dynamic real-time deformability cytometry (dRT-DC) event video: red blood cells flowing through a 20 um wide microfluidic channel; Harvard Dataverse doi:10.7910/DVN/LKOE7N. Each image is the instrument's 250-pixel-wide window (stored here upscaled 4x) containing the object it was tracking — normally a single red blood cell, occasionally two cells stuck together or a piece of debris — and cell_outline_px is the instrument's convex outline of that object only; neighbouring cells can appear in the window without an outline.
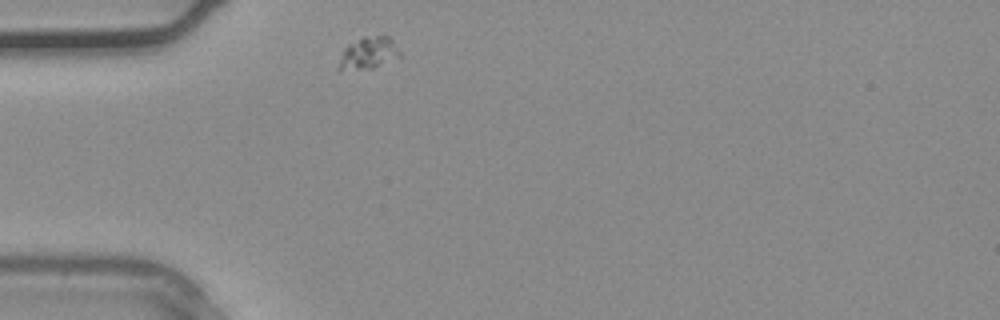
{"species": "common noctule bat (a hibernating species)", "species_latin": "Nyctalus noctula", "temperature_condition": "warm", "stored_images_in_passage": 23, "camera_frame_rate_fps": 3000, "um_per_image_px": 0.085, "animal": {"sex": "male", "body_mass_g": 20.4}, "frame": {"image": 1, "passage_image": 1, "time_ms": 0.0, "image_size_px": [1000, 320], "cell_outline_px": [[400, 56], [372, 68], [340, 68], [340, 60], [344, 48], [348, 44], [364, 36], [388, 36], [392, 40], [400, 52]], "centroid_in_image_um": [31.35, 4.46], "position_along_channel_um": 53.6, "area_um2": 10.75}}
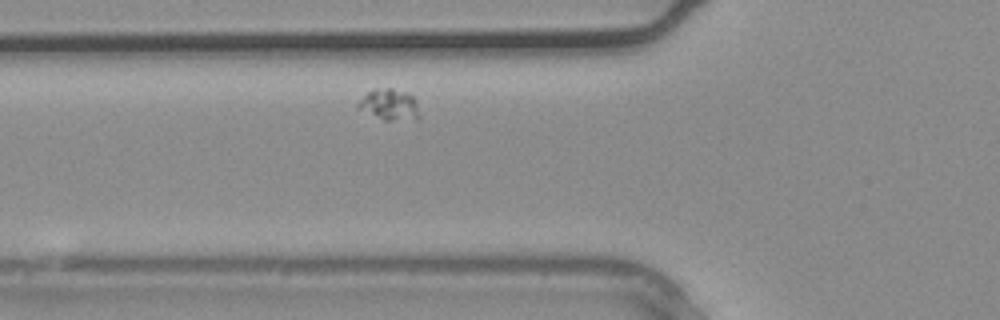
{"frame": {"image": 2, "passage_image": 4, "time_ms": 1.0, "image_size_px": [1000, 320], "cell_outline_px": [[420, 116], [416, 120], [384, 120], [356, 108], [356, 104], [368, 92], [376, 88], [392, 88], [408, 92], [416, 100]], "centroid_in_image_um": [33.12, 8.89], "position_along_channel_um": 92.7, "area_um2": 11.27}}
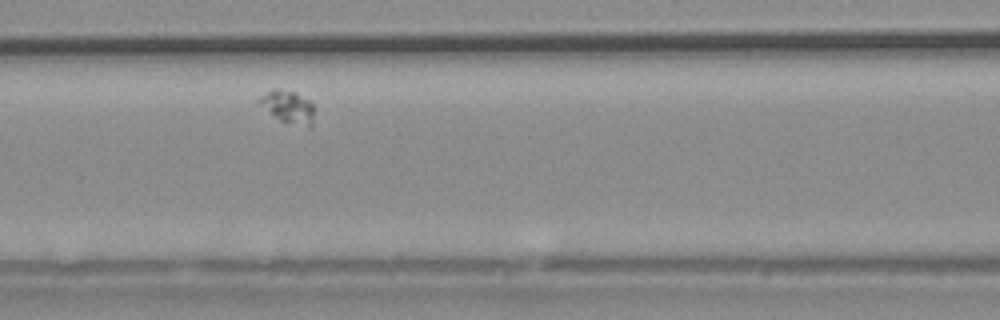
{"frame": {"image": 3, "passage_image": 7, "time_ms": 2.0, "image_size_px": [1000, 320], "cell_outline_px": [[312, 128], [308, 128], [280, 120], [256, 104], [256, 100], [260, 96], [276, 88], [296, 92], [308, 100], [312, 104]], "centroid_in_image_um": [24.44, 9.09], "position_along_channel_um": 142.2, "area_um2": 10.46}}